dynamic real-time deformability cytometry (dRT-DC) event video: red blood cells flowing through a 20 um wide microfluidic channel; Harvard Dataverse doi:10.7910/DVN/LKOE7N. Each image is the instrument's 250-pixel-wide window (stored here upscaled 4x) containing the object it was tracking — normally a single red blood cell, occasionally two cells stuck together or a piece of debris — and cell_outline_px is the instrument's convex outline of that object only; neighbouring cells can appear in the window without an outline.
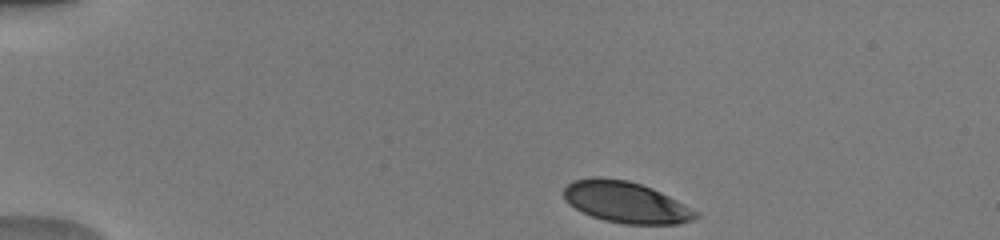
{"species": "human", "species_latin": "Homo sapiens", "temperature_condition": "warm", "stored_images_in_passage": 42, "camera_frame_rate_fps": 3000, "um_per_image_px": 0.085, "donor": {"sex": "male"}, "frame": {"image": 1, "passage_image": 1, "time_ms": 0.0, "image_size_px": [1000, 240], "cell_outline_px": [[700, 216], [692, 220], [676, 224], [624, 224], [604, 220], [592, 216], [568, 204], [564, 200], [564, 188], [572, 180], [592, 176], [600, 176], [628, 180], [652, 188], [700, 212]], "centroid_in_image_um": [53.18, 17.17], "position_along_channel_um": 31.8, "area_um2": 31.85}}
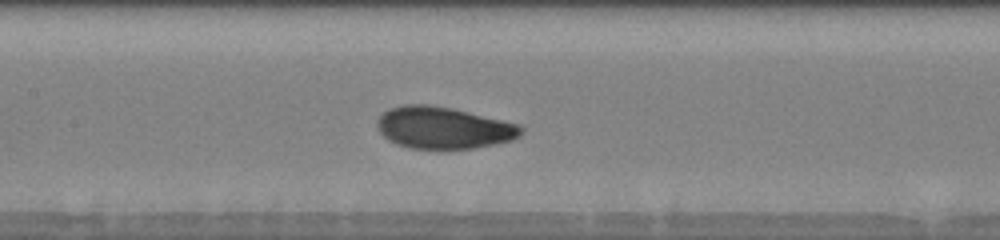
{"frame": {"image": 2, "passage_image": 17, "time_ms": 5.333, "image_size_px": [1000, 240], "cell_outline_px": [[524, 132], [520, 136], [512, 140], [472, 148], [408, 148], [396, 144], [388, 140], [380, 132], [376, 124], [376, 120], [388, 108], [404, 104], [428, 104], [452, 108], [520, 124], [524, 128]], "centroid_in_image_um": [37.68, 10.85], "position_along_channel_um": 169.7, "area_um2": 35.14}}
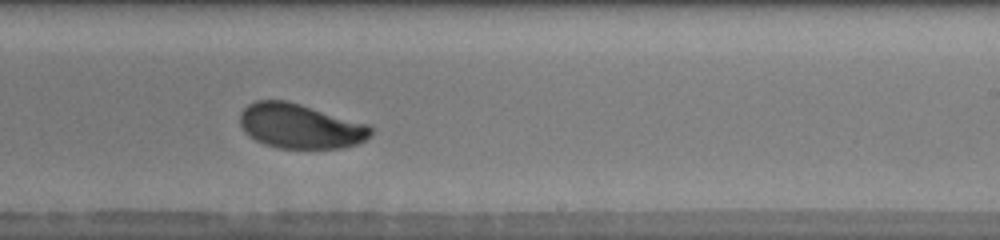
{"frame": {"image": 3, "passage_image": 24, "time_ms": 7.667, "image_size_px": [1000, 240], "cell_outline_px": [[372, 132], [364, 140], [356, 144], [340, 148], [280, 148], [264, 144], [256, 140], [244, 132], [240, 124], [240, 112], [248, 104], [256, 100], [288, 100], [368, 124], [372, 128]], "centroid_in_image_um": [25.49, 10.71], "position_along_channel_um": 263.5, "area_um2": 34.04}, "authors_computed_cell_mechanics": {"area_um2": 34.3043, "velocity_mm_per_s": 4.0288, "shape_relaxation_time_tau1_ms": 2.6149, "shape_relaxation_time_tau2_ms": null, "deformation_change_tau1": 0.1254, "deformation_change_tau2": null}}